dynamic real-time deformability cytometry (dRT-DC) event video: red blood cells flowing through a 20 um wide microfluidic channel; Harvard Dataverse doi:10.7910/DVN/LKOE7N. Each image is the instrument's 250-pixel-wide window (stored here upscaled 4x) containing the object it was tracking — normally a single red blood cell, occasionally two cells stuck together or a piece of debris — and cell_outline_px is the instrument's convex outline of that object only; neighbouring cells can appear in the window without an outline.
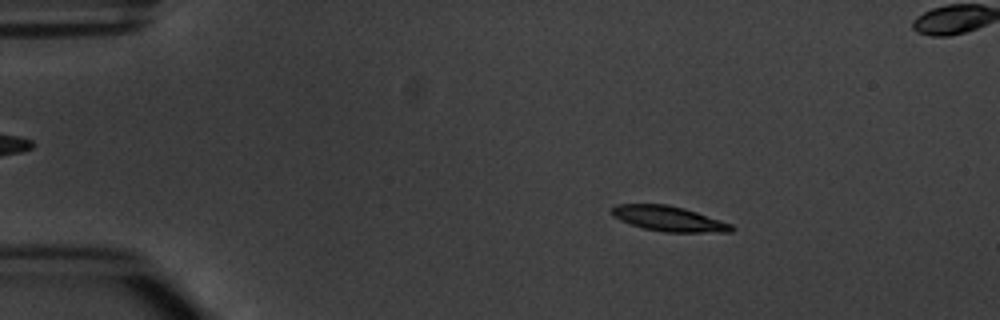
{"species": "common noctule bat (a hibernating species)", "species_latin": "Nyctalus noctula", "temperature_condition": "warm", "stored_images_in_passage": 5, "camera_frame_rate_fps": 3000, "um_per_image_px": 0.085, "animal": {"sex": "male", "body_mass_g": 20.1, "forearm_length_mm": 53.5}, "frame": {"image": 1, "passage_image": 2, "time_ms": 1.333, "image_size_px": [1000, 320], "cell_outline_px": [[736, 228], [732, 232], [664, 232], [644, 228], [620, 220], [612, 216], [612, 208], [616, 204], [668, 204], [684, 208], [732, 224]], "centroid_in_image_um": [56.86, 18.59], "position_along_channel_um": 28.1, "area_um2": 17.46}}